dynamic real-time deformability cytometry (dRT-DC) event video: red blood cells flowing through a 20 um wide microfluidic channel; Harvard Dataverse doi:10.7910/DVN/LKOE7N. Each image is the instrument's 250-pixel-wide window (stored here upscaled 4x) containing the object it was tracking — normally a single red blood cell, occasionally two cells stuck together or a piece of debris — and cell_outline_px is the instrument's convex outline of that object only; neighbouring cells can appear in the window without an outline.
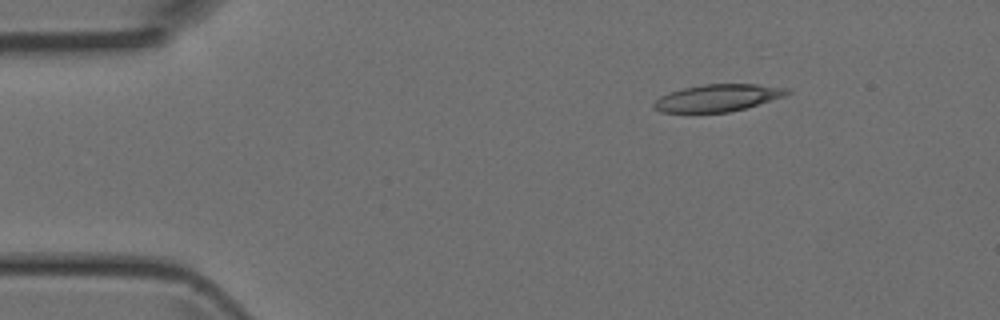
{"species": "Egyptian fruit bat (a non-hibernating species)", "species_latin": "Rousettus aegyptiacus", "temperature_condition": "room temperature", "stored_images_in_passage": 11, "camera_frame_rate_fps": 3000, "um_per_image_px": 0.085, "animal": {"sex": "female"}, "frame": {"image": 1, "passage_image": 1, "time_ms": 0.0, "image_size_px": [1000, 320], "cell_outline_px": [[792, 92], [784, 96], [744, 108], [728, 112], [660, 112], [652, 108], [652, 104], [660, 96], [684, 88], [704, 84], [756, 84], [792, 88]], "centroid_in_image_um": [61.02, 8.31], "position_along_channel_um": 24.0, "area_um2": 20.92}}
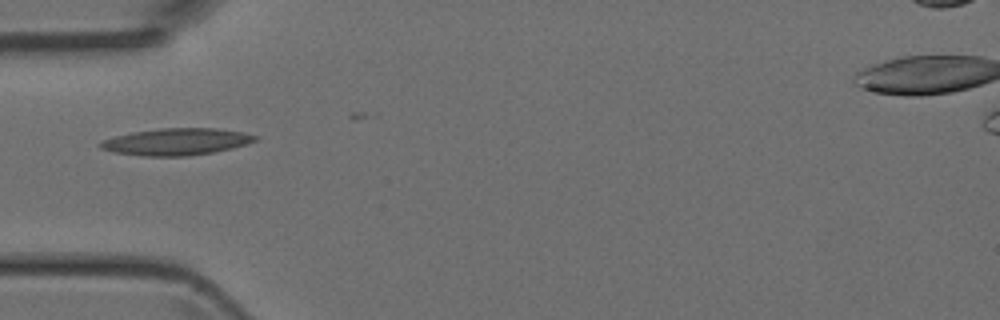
{"frame": {"image": 2, "passage_image": 9, "time_ms": 2.667, "image_size_px": [1000, 320], "cell_outline_px": [[260, 136], [256, 140], [248, 144], [232, 148], [212, 152], [188, 156], [140, 156], [116, 152], [100, 148], [100, 144], [104, 140], [116, 136], [132, 132], [160, 128], [216, 128], [244, 132]], "centroid_in_image_um": [15.05, 12.04], "position_along_channel_um": 69.9, "area_um2": 24.16}}